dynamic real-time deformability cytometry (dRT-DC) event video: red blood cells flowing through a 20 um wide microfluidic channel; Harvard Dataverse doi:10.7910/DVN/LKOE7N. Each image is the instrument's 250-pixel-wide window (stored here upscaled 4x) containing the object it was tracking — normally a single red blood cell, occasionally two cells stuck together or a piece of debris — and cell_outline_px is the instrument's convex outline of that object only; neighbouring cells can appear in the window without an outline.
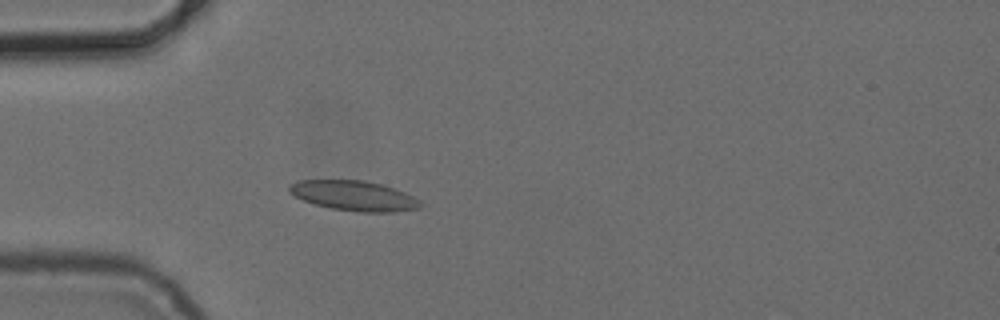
{"species": "common noctule bat (a hibernating species)", "species_latin": "Nyctalus noctula", "temperature_condition": "cold", "stored_images_in_passage": 4, "camera_frame_rate_fps": 3000, "um_per_image_px": 0.085, "animal": {"sex": "female", "body_mass_g": 24.6, "forearm_length_mm": 56.2}, "frame": {"image": 1, "passage_image": 4, "time_ms": 4.0, "image_size_px": [1000, 320], "cell_outline_px": [[424, 204], [420, 208], [396, 212], [356, 212], [332, 208], [316, 204], [304, 200], [288, 192], [288, 184], [300, 180], [364, 180], [380, 184], [404, 192], [420, 200]], "centroid_in_image_um": [30.1, 16.64], "position_along_channel_um": 54.9, "area_um2": 22.89}}